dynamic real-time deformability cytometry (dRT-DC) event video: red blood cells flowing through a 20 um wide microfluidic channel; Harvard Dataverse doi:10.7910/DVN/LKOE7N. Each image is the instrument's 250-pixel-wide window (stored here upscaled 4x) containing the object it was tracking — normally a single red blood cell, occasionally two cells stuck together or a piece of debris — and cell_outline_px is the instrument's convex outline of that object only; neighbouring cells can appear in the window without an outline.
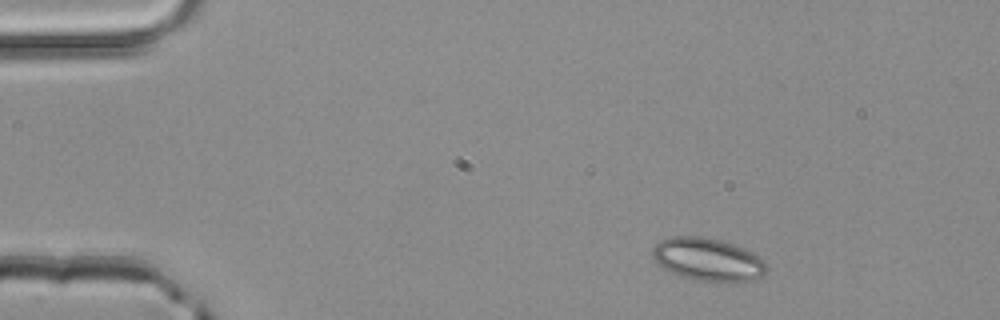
{"species": "common noctule bat (a hibernating species)", "species_latin": "Nyctalus noctula", "temperature_condition": "room temperature", "stored_images_in_passage": 3, "camera_frame_rate_fps": 3000, "um_per_image_px": 0.085, "animal": {"sex": "male", "body_mass_g": 20.4}, "frame": {"image": 1, "passage_image": 1, "time_ms": 0.0, "image_size_px": [1000, 320], "cell_outline_px": [[768, 268], [764, 276], [752, 280], [736, 284], [692, 280], [680, 276], [664, 268], [652, 256], [652, 248], [660, 240], [672, 236], [700, 236], [720, 240], [744, 248], [752, 252]], "centroid_in_image_um": [60.18, 22.09], "position_along_channel_um": 24.8, "area_um2": 28.78}}